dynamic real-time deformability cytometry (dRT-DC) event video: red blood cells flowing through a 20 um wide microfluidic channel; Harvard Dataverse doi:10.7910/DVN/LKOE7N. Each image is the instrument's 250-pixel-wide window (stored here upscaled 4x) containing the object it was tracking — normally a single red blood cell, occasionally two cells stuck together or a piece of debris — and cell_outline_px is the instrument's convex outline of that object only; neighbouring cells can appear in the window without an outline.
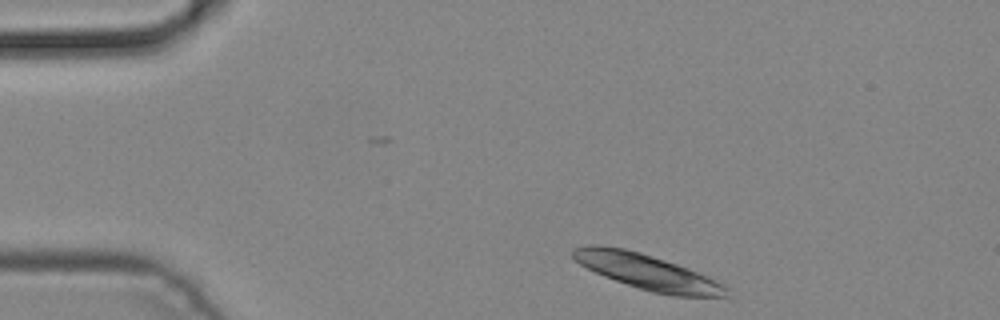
{"species": "common noctule bat (a hibernating species)", "species_latin": "Nyctalus noctula", "temperature_condition": "cold", "stored_images_in_passage": 4, "camera_frame_rate_fps": 3000, "um_per_image_px": 0.085, "animal": {"sex": "male", "body_mass_g": 19.2, "forearm_length_mm": 51.8}, "frame": {"image": 1, "passage_image": 1, "time_ms": 0.0, "image_size_px": [1000, 320], "cell_outline_px": [[728, 296], [672, 296], [652, 292], [604, 276], [580, 264], [572, 256], [572, 248], [588, 244], [600, 244], [624, 248], [640, 252], [688, 268], [716, 280], [724, 284], [728, 288]], "centroid_in_image_um": [54.99, 23.09], "position_along_channel_um": 30.0, "area_um2": 31.27}}
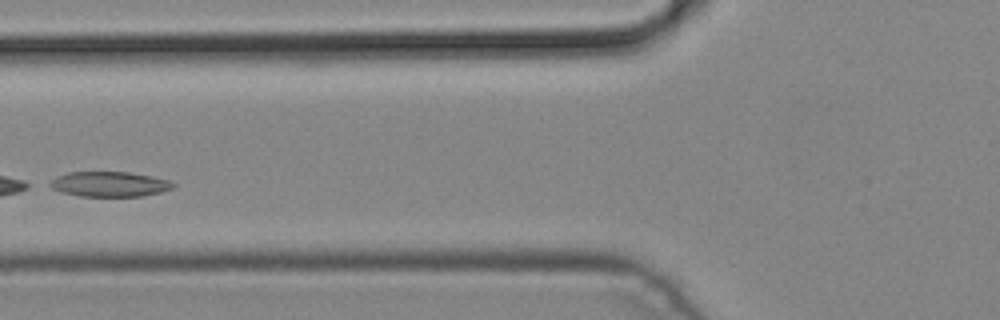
{"frame": {"image": 2, "passage_image": 4, "time_ms": 1.0, "image_size_px": [1000, 320], "cell_outline_px": [[176, 184], [172, 188], [160, 192], [144, 196], [80, 196], [60, 192], [44, 184], [56, 176], [68, 172], [128, 172], [152, 176], [172, 180]], "centroid_in_image_um": [9.27, 15.65], "position_along_channel_um": 116.5, "area_um2": 18.26}}